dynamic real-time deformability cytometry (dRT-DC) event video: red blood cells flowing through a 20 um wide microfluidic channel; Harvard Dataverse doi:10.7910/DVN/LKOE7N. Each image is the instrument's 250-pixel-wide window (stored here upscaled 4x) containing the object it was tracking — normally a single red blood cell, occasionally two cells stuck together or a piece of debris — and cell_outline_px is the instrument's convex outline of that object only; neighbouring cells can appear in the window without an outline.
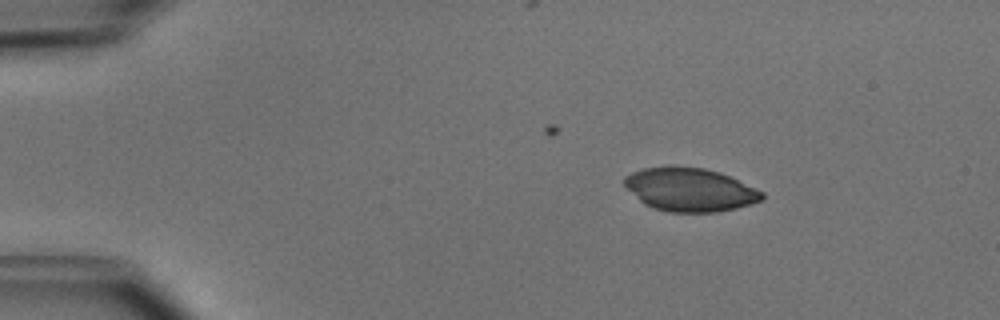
{"species": "common noctule bat (a hibernating species)", "species_latin": "Nyctalus noctula", "temperature_condition": "cold", "stored_images_in_passage": 12, "camera_frame_rate_fps": 3000, "um_per_image_px": 0.085, "animal": {"sex": "male", "body_mass_g": 15.6}, "frame": {"image": 1, "passage_image": 1, "time_ms": 0.0, "image_size_px": [1000, 320], "cell_outline_px": [[764, 200], [752, 204], [736, 208], [716, 212], [668, 212], [652, 208], [644, 204], [624, 184], [624, 176], [632, 172], [644, 168], [672, 164], [704, 168], [720, 172], [764, 192]], "centroid_in_image_um": [58.65, 16.1], "position_along_channel_um": 26.4, "area_um2": 35.14}}